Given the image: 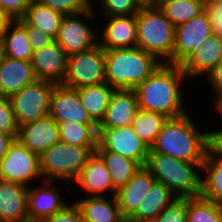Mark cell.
Returning <instances> with one entry per match:
<instances>
[{"label": "cell", "mask_w": 222, "mask_h": 222, "mask_svg": "<svg viewBox=\"0 0 222 222\" xmlns=\"http://www.w3.org/2000/svg\"><path fill=\"white\" fill-rule=\"evenodd\" d=\"M187 79L180 65L161 63L134 89L138 107L142 110L162 113L169 118L184 116L188 110L185 107L183 99L185 95L181 86Z\"/></svg>", "instance_id": "cell-1"}, {"label": "cell", "mask_w": 222, "mask_h": 222, "mask_svg": "<svg viewBox=\"0 0 222 222\" xmlns=\"http://www.w3.org/2000/svg\"><path fill=\"white\" fill-rule=\"evenodd\" d=\"M194 120L191 113L169 118L149 153H161L191 163H204L206 131L198 130Z\"/></svg>", "instance_id": "cell-2"}, {"label": "cell", "mask_w": 222, "mask_h": 222, "mask_svg": "<svg viewBox=\"0 0 222 222\" xmlns=\"http://www.w3.org/2000/svg\"><path fill=\"white\" fill-rule=\"evenodd\" d=\"M161 64L139 47L105 50V79L114 89H135Z\"/></svg>", "instance_id": "cell-3"}, {"label": "cell", "mask_w": 222, "mask_h": 222, "mask_svg": "<svg viewBox=\"0 0 222 222\" xmlns=\"http://www.w3.org/2000/svg\"><path fill=\"white\" fill-rule=\"evenodd\" d=\"M202 166L203 163L186 162L161 153H149L146 163L156 181L164 184L177 198L201 196Z\"/></svg>", "instance_id": "cell-4"}, {"label": "cell", "mask_w": 222, "mask_h": 222, "mask_svg": "<svg viewBox=\"0 0 222 222\" xmlns=\"http://www.w3.org/2000/svg\"><path fill=\"white\" fill-rule=\"evenodd\" d=\"M137 44L161 63L172 64L175 27L155 3L142 4L136 13Z\"/></svg>", "instance_id": "cell-5"}, {"label": "cell", "mask_w": 222, "mask_h": 222, "mask_svg": "<svg viewBox=\"0 0 222 222\" xmlns=\"http://www.w3.org/2000/svg\"><path fill=\"white\" fill-rule=\"evenodd\" d=\"M96 147H81L59 141L40 156L42 181L72 183Z\"/></svg>", "instance_id": "cell-6"}, {"label": "cell", "mask_w": 222, "mask_h": 222, "mask_svg": "<svg viewBox=\"0 0 222 222\" xmlns=\"http://www.w3.org/2000/svg\"><path fill=\"white\" fill-rule=\"evenodd\" d=\"M105 82V50L99 44L67 57V73L62 85L79 89Z\"/></svg>", "instance_id": "cell-7"}, {"label": "cell", "mask_w": 222, "mask_h": 222, "mask_svg": "<svg viewBox=\"0 0 222 222\" xmlns=\"http://www.w3.org/2000/svg\"><path fill=\"white\" fill-rule=\"evenodd\" d=\"M95 9L97 8L93 5L80 14L63 17L55 41L67 56L85 52L98 45L99 32L88 24V20L92 21L97 14Z\"/></svg>", "instance_id": "cell-8"}, {"label": "cell", "mask_w": 222, "mask_h": 222, "mask_svg": "<svg viewBox=\"0 0 222 222\" xmlns=\"http://www.w3.org/2000/svg\"><path fill=\"white\" fill-rule=\"evenodd\" d=\"M54 86L55 83L51 81L36 80L9 97L18 126L49 115L50 97Z\"/></svg>", "instance_id": "cell-9"}, {"label": "cell", "mask_w": 222, "mask_h": 222, "mask_svg": "<svg viewBox=\"0 0 222 222\" xmlns=\"http://www.w3.org/2000/svg\"><path fill=\"white\" fill-rule=\"evenodd\" d=\"M39 179L42 181L39 155L15 139L0 160V180L30 187L36 181L39 183Z\"/></svg>", "instance_id": "cell-10"}, {"label": "cell", "mask_w": 222, "mask_h": 222, "mask_svg": "<svg viewBox=\"0 0 222 222\" xmlns=\"http://www.w3.org/2000/svg\"><path fill=\"white\" fill-rule=\"evenodd\" d=\"M146 166L150 148L134 132L132 125L97 128V146Z\"/></svg>", "instance_id": "cell-11"}, {"label": "cell", "mask_w": 222, "mask_h": 222, "mask_svg": "<svg viewBox=\"0 0 222 222\" xmlns=\"http://www.w3.org/2000/svg\"><path fill=\"white\" fill-rule=\"evenodd\" d=\"M212 33V23L207 9L190 21L175 27L172 64L181 65Z\"/></svg>", "instance_id": "cell-12"}, {"label": "cell", "mask_w": 222, "mask_h": 222, "mask_svg": "<svg viewBox=\"0 0 222 222\" xmlns=\"http://www.w3.org/2000/svg\"><path fill=\"white\" fill-rule=\"evenodd\" d=\"M49 116L57 123L73 121L79 124H96L83 107L77 89L55 84L51 97Z\"/></svg>", "instance_id": "cell-13"}, {"label": "cell", "mask_w": 222, "mask_h": 222, "mask_svg": "<svg viewBox=\"0 0 222 222\" xmlns=\"http://www.w3.org/2000/svg\"><path fill=\"white\" fill-rule=\"evenodd\" d=\"M54 181H41V186L34 185V188L27 189V214L30 219L43 220L61 210L71 203H67L57 189ZM63 198V199H62Z\"/></svg>", "instance_id": "cell-14"}, {"label": "cell", "mask_w": 222, "mask_h": 222, "mask_svg": "<svg viewBox=\"0 0 222 222\" xmlns=\"http://www.w3.org/2000/svg\"><path fill=\"white\" fill-rule=\"evenodd\" d=\"M67 57L56 41L33 52L31 65L37 80L62 84L67 73Z\"/></svg>", "instance_id": "cell-15"}, {"label": "cell", "mask_w": 222, "mask_h": 222, "mask_svg": "<svg viewBox=\"0 0 222 222\" xmlns=\"http://www.w3.org/2000/svg\"><path fill=\"white\" fill-rule=\"evenodd\" d=\"M222 58V37L212 33L180 65L188 80L192 77L202 79L216 66Z\"/></svg>", "instance_id": "cell-16"}, {"label": "cell", "mask_w": 222, "mask_h": 222, "mask_svg": "<svg viewBox=\"0 0 222 222\" xmlns=\"http://www.w3.org/2000/svg\"><path fill=\"white\" fill-rule=\"evenodd\" d=\"M106 18L105 28L101 30L98 44L104 50L133 48L137 44L136 14ZM101 38V39H100Z\"/></svg>", "instance_id": "cell-17"}, {"label": "cell", "mask_w": 222, "mask_h": 222, "mask_svg": "<svg viewBox=\"0 0 222 222\" xmlns=\"http://www.w3.org/2000/svg\"><path fill=\"white\" fill-rule=\"evenodd\" d=\"M37 155L60 141L57 122L49 115L43 119L19 126L16 138Z\"/></svg>", "instance_id": "cell-18"}, {"label": "cell", "mask_w": 222, "mask_h": 222, "mask_svg": "<svg viewBox=\"0 0 222 222\" xmlns=\"http://www.w3.org/2000/svg\"><path fill=\"white\" fill-rule=\"evenodd\" d=\"M86 191L88 196H115L117 189L107 167L102 159L94 152L72 182ZM112 193V194H111ZM91 194V195H90ZM111 194V195H110Z\"/></svg>", "instance_id": "cell-19"}, {"label": "cell", "mask_w": 222, "mask_h": 222, "mask_svg": "<svg viewBox=\"0 0 222 222\" xmlns=\"http://www.w3.org/2000/svg\"><path fill=\"white\" fill-rule=\"evenodd\" d=\"M155 181L150 170L146 166H141L133 177L116 191L115 197L125 220L136 212Z\"/></svg>", "instance_id": "cell-20"}, {"label": "cell", "mask_w": 222, "mask_h": 222, "mask_svg": "<svg viewBox=\"0 0 222 222\" xmlns=\"http://www.w3.org/2000/svg\"><path fill=\"white\" fill-rule=\"evenodd\" d=\"M138 109L134 89H115L98 128L130 126Z\"/></svg>", "instance_id": "cell-21"}, {"label": "cell", "mask_w": 222, "mask_h": 222, "mask_svg": "<svg viewBox=\"0 0 222 222\" xmlns=\"http://www.w3.org/2000/svg\"><path fill=\"white\" fill-rule=\"evenodd\" d=\"M37 80L31 61L3 56L0 63V95L10 97Z\"/></svg>", "instance_id": "cell-22"}, {"label": "cell", "mask_w": 222, "mask_h": 222, "mask_svg": "<svg viewBox=\"0 0 222 222\" xmlns=\"http://www.w3.org/2000/svg\"><path fill=\"white\" fill-rule=\"evenodd\" d=\"M28 187L0 180V219L2 222H23L27 214Z\"/></svg>", "instance_id": "cell-23"}, {"label": "cell", "mask_w": 222, "mask_h": 222, "mask_svg": "<svg viewBox=\"0 0 222 222\" xmlns=\"http://www.w3.org/2000/svg\"><path fill=\"white\" fill-rule=\"evenodd\" d=\"M80 209L85 222H123L125 219L115 196H93L85 195L74 201Z\"/></svg>", "instance_id": "cell-24"}, {"label": "cell", "mask_w": 222, "mask_h": 222, "mask_svg": "<svg viewBox=\"0 0 222 222\" xmlns=\"http://www.w3.org/2000/svg\"><path fill=\"white\" fill-rule=\"evenodd\" d=\"M177 197L164 184L155 181L129 222H152Z\"/></svg>", "instance_id": "cell-25"}, {"label": "cell", "mask_w": 222, "mask_h": 222, "mask_svg": "<svg viewBox=\"0 0 222 222\" xmlns=\"http://www.w3.org/2000/svg\"><path fill=\"white\" fill-rule=\"evenodd\" d=\"M4 55L18 60L31 61L33 50L26 34V21L14 20L8 27L3 39Z\"/></svg>", "instance_id": "cell-26"}, {"label": "cell", "mask_w": 222, "mask_h": 222, "mask_svg": "<svg viewBox=\"0 0 222 222\" xmlns=\"http://www.w3.org/2000/svg\"><path fill=\"white\" fill-rule=\"evenodd\" d=\"M114 88L106 82L95 86H86L77 89L83 107L89 116L98 125L108 108Z\"/></svg>", "instance_id": "cell-27"}, {"label": "cell", "mask_w": 222, "mask_h": 222, "mask_svg": "<svg viewBox=\"0 0 222 222\" xmlns=\"http://www.w3.org/2000/svg\"><path fill=\"white\" fill-rule=\"evenodd\" d=\"M95 153L110 172L113 185L117 190L125 185L141 167L139 163L129 158L103 148H96Z\"/></svg>", "instance_id": "cell-28"}, {"label": "cell", "mask_w": 222, "mask_h": 222, "mask_svg": "<svg viewBox=\"0 0 222 222\" xmlns=\"http://www.w3.org/2000/svg\"><path fill=\"white\" fill-rule=\"evenodd\" d=\"M155 4L174 27L195 18L207 7L200 0H157Z\"/></svg>", "instance_id": "cell-29"}, {"label": "cell", "mask_w": 222, "mask_h": 222, "mask_svg": "<svg viewBox=\"0 0 222 222\" xmlns=\"http://www.w3.org/2000/svg\"><path fill=\"white\" fill-rule=\"evenodd\" d=\"M168 119L169 117L162 113L139 108L131 125L139 138L151 148Z\"/></svg>", "instance_id": "cell-30"}, {"label": "cell", "mask_w": 222, "mask_h": 222, "mask_svg": "<svg viewBox=\"0 0 222 222\" xmlns=\"http://www.w3.org/2000/svg\"><path fill=\"white\" fill-rule=\"evenodd\" d=\"M63 17L64 15L58 11L32 1L22 18L30 26L37 27L56 38Z\"/></svg>", "instance_id": "cell-31"}, {"label": "cell", "mask_w": 222, "mask_h": 222, "mask_svg": "<svg viewBox=\"0 0 222 222\" xmlns=\"http://www.w3.org/2000/svg\"><path fill=\"white\" fill-rule=\"evenodd\" d=\"M57 125L60 141L81 147L97 146V124H79L69 120Z\"/></svg>", "instance_id": "cell-32"}, {"label": "cell", "mask_w": 222, "mask_h": 222, "mask_svg": "<svg viewBox=\"0 0 222 222\" xmlns=\"http://www.w3.org/2000/svg\"><path fill=\"white\" fill-rule=\"evenodd\" d=\"M202 174L201 196L222 204V158H205Z\"/></svg>", "instance_id": "cell-33"}, {"label": "cell", "mask_w": 222, "mask_h": 222, "mask_svg": "<svg viewBox=\"0 0 222 222\" xmlns=\"http://www.w3.org/2000/svg\"><path fill=\"white\" fill-rule=\"evenodd\" d=\"M187 222H222V204L203 198H187Z\"/></svg>", "instance_id": "cell-34"}, {"label": "cell", "mask_w": 222, "mask_h": 222, "mask_svg": "<svg viewBox=\"0 0 222 222\" xmlns=\"http://www.w3.org/2000/svg\"><path fill=\"white\" fill-rule=\"evenodd\" d=\"M104 17L130 16L136 14L143 4L140 0H98Z\"/></svg>", "instance_id": "cell-35"}, {"label": "cell", "mask_w": 222, "mask_h": 222, "mask_svg": "<svg viewBox=\"0 0 222 222\" xmlns=\"http://www.w3.org/2000/svg\"><path fill=\"white\" fill-rule=\"evenodd\" d=\"M44 6H48L59 13L66 15L80 14L91 6L86 0H33Z\"/></svg>", "instance_id": "cell-36"}, {"label": "cell", "mask_w": 222, "mask_h": 222, "mask_svg": "<svg viewBox=\"0 0 222 222\" xmlns=\"http://www.w3.org/2000/svg\"><path fill=\"white\" fill-rule=\"evenodd\" d=\"M18 128L19 126L9 97L0 95V132L9 134L16 139Z\"/></svg>", "instance_id": "cell-37"}, {"label": "cell", "mask_w": 222, "mask_h": 222, "mask_svg": "<svg viewBox=\"0 0 222 222\" xmlns=\"http://www.w3.org/2000/svg\"><path fill=\"white\" fill-rule=\"evenodd\" d=\"M152 222H187V198H177Z\"/></svg>", "instance_id": "cell-38"}, {"label": "cell", "mask_w": 222, "mask_h": 222, "mask_svg": "<svg viewBox=\"0 0 222 222\" xmlns=\"http://www.w3.org/2000/svg\"><path fill=\"white\" fill-rule=\"evenodd\" d=\"M26 34L33 52L47 47L55 41V38L48 33L39 30L37 27L30 26L26 22Z\"/></svg>", "instance_id": "cell-39"}, {"label": "cell", "mask_w": 222, "mask_h": 222, "mask_svg": "<svg viewBox=\"0 0 222 222\" xmlns=\"http://www.w3.org/2000/svg\"><path fill=\"white\" fill-rule=\"evenodd\" d=\"M215 130L205 132L206 158H222V128Z\"/></svg>", "instance_id": "cell-40"}, {"label": "cell", "mask_w": 222, "mask_h": 222, "mask_svg": "<svg viewBox=\"0 0 222 222\" xmlns=\"http://www.w3.org/2000/svg\"><path fill=\"white\" fill-rule=\"evenodd\" d=\"M43 220L44 222H85L80 209L73 201L65 209Z\"/></svg>", "instance_id": "cell-41"}, {"label": "cell", "mask_w": 222, "mask_h": 222, "mask_svg": "<svg viewBox=\"0 0 222 222\" xmlns=\"http://www.w3.org/2000/svg\"><path fill=\"white\" fill-rule=\"evenodd\" d=\"M33 0H0V8L4 9L15 20L22 18Z\"/></svg>", "instance_id": "cell-42"}, {"label": "cell", "mask_w": 222, "mask_h": 222, "mask_svg": "<svg viewBox=\"0 0 222 222\" xmlns=\"http://www.w3.org/2000/svg\"><path fill=\"white\" fill-rule=\"evenodd\" d=\"M204 79H207V85L211 86L210 91L213 92L215 102L222 96V58Z\"/></svg>", "instance_id": "cell-43"}, {"label": "cell", "mask_w": 222, "mask_h": 222, "mask_svg": "<svg viewBox=\"0 0 222 222\" xmlns=\"http://www.w3.org/2000/svg\"><path fill=\"white\" fill-rule=\"evenodd\" d=\"M206 9L210 15L213 33L222 37V0L212 3Z\"/></svg>", "instance_id": "cell-44"}, {"label": "cell", "mask_w": 222, "mask_h": 222, "mask_svg": "<svg viewBox=\"0 0 222 222\" xmlns=\"http://www.w3.org/2000/svg\"><path fill=\"white\" fill-rule=\"evenodd\" d=\"M15 19L11 17L4 9L0 8V40L3 39L4 34L7 32L9 25Z\"/></svg>", "instance_id": "cell-45"}, {"label": "cell", "mask_w": 222, "mask_h": 222, "mask_svg": "<svg viewBox=\"0 0 222 222\" xmlns=\"http://www.w3.org/2000/svg\"><path fill=\"white\" fill-rule=\"evenodd\" d=\"M14 140L13 136L0 132V160L5 156Z\"/></svg>", "instance_id": "cell-46"}, {"label": "cell", "mask_w": 222, "mask_h": 222, "mask_svg": "<svg viewBox=\"0 0 222 222\" xmlns=\"http://www.w3.org/2000/svg\"><path fill=\"white\" fill-rule=\"evenodd\" d=\"M213 104L215 106V111H217L216 113L220 114V117H222V96H220Z\"/></svg>", "instance_id": "cell-47"}, {"label": "cell", "mask_w": 222, "mask_h": 222, "mask_svg": "<svg viewBox=\"0 0 222 222\" xmlns=\"http://www.w3.org/2000/svg\"><path fill=\"white\" fill-rule=\"evenodd\" d=\"M3 56H4L3 43H2V40H0V63Z\"/></svg>", "instance_id": "cell-48"}, {"label": "cell", "mask_w": 222, "mask_h": 222, "mask_svg": "<svg viewBox=\"0 0 222 222\" xmlns=\"http://www.w3.org/2000/svg\"><path fill=\"white\" fill-rule=\"evenodd\" d=\"M200 1L203 2L206 6H209L212 3L216 2V1H220V0H200Z\"/></svg>", "instance_id": "cell-49"}, {"label": "cell", "mask_w": 222, "mask_h": 222, "mask_svg": "<svg viewBox=\"0 0 222 222\" xmlns=\"http://www.w3.org/2000/svg\"><path fill=\"white\" fill-rule=\"evenodd\" d=\"M23 222H44V220L26 218Z\"/></svg>", "instance_id": "cell-50"}, {"label": "cell", "mask_w": 222, "mask_h": 222, "mask_svg": "<svg viewBox=\"0 0 222 222\" xmlns=\"http://www.w3.org/2000/svg\"><path fill=\"white\" fill-rule=\"evenodd\" d=\"M143 4L155 3L157 0H140Z\"/></svg>", "instance_id": "cell-51"}, {"label": "cell", "mask_w": 222, "mask_h": 222, "mask_svg": "<svg viewBox=\"0 0 222 222\" xmlns=\"http://www.w3.org/2000/svg\"><path fill=\"white\" fill-rule=\"evenodd\" d=\"M89 4H90V6H93L94 4V2L96 3V1H93V0H86ZM93 1V2H92Z\"/></svg>", "instance_id": "cell-52"}]
</instances>
